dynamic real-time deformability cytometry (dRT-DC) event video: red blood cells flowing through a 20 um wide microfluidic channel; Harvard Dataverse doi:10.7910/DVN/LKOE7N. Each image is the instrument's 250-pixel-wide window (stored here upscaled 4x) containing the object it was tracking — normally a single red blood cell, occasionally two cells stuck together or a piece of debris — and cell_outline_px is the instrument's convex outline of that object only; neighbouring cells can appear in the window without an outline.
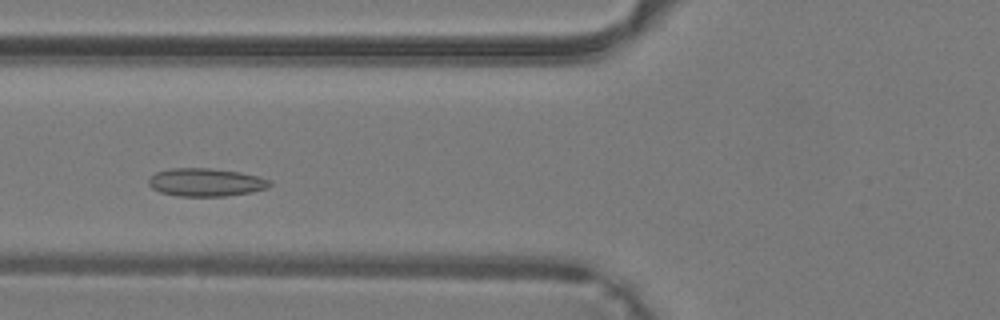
{"species": "common noctule bat (a hibernating species)", "species_latin": "Nyctalus noctula", "temperature_condition": "warm", "stored_images_in_passage": 24, "camera_frame_rate_fps": 3000, "um_per_image_px": 0.085, "animal": {"sex": "male", "body_mass_g": 19.2, "forearm_length_mm": 51.8}, "frame": {"image": 1, "passage_image": 10, "time_ms": 3.0, "image_size_px": [1000, 320], "cell_outline_px": [[272, 184], [268, 188], [252, 192], [224, 196], [180, 196], [160, 192], [152, 188], [148, 184], [148, 180], [156, 172], [172, 168], [212, 168], [240, 172], [260, 176], [272, 180]], "centroid_in_image_um": [17.54, 15.49], "position_along_channel_um": 108.3, "area_um2": 19.94}}
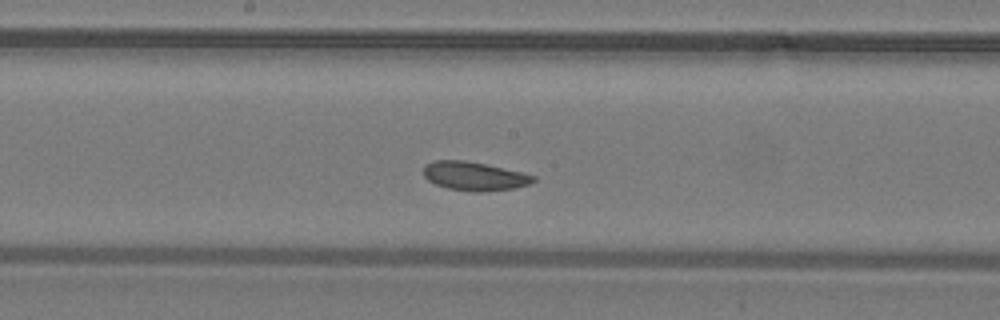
{"frame": {"image": 2, "passage_image": 16, "time_ms": 5.0, "image_size_px": [1000, 320], "cell_outline_px": [[536, 180], [532, 184], [512, 188], [480, 192], [472, 192], [448, 188], [436, 184], [428, 180], [424, 176], [424, 164], [432, 160], [464, 160], [484, 164], [520, 172], [536, 176]], "centroid_in_image_um": [40.3, 14.97], "position_along_channel_um": 207.9, "area_um2": 18.32}}
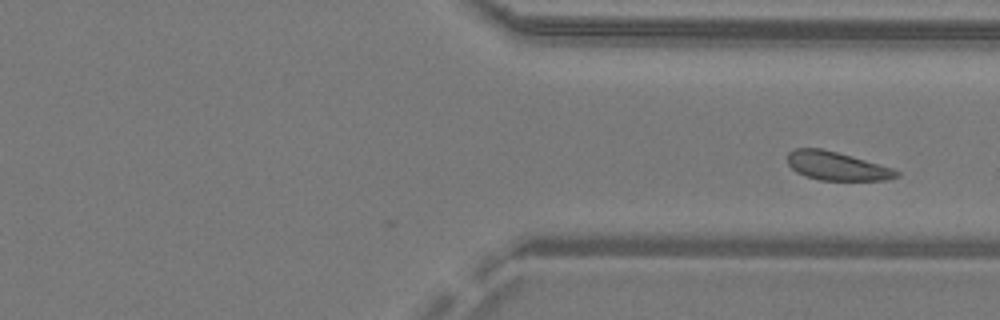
{"frame": {"image": 3, "passage_image": 24, "time_ms": 7.667, "image_size_px": [1000, 320], "cell_outline_px": [[900, 176], [884, 180], [820, 180], [804, 176], [796, 172], [788, 164], [788, 152], [796, 148], [820, 148], [836, 152], [892, 168], [900, 172]], "centroid_in_image_um": [71.09, 14.12], "position_along_channel_um": 340.3, "area_um2": 17.92}}